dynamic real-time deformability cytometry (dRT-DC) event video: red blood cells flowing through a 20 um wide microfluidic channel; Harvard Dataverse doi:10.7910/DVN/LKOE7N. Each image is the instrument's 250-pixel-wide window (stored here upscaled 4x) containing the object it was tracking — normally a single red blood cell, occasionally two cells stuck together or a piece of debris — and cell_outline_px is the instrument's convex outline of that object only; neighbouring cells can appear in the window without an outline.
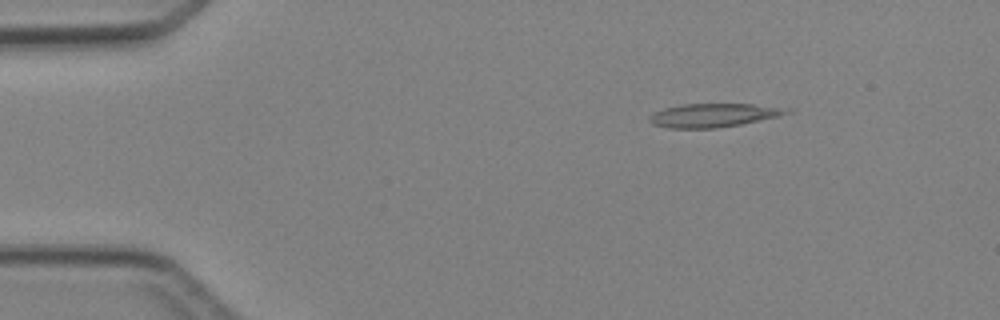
{"species": "Egyptian fruit bat (a non-hibernating species)", "species_latin": "Rousettus aegyptiacus", "temperature_condition": "cold", "stored_images_in_passage": 4, "camera_frame_rate_fps": 3000, "um_per_image_px": 0.085, "animal": {"sex": "female"}, "frame": {"image": 1, "passage_image": 2, "time_ms": 1.333, "image_size_px": [1000, 320], "cell_outline_px": [[792, 112], [776, 116], [740, 124], [716, 128], [668, 128], [652, 124], [648, 120], [648, 116], [664, 108], [680, 104], [752, 104], [792, 108]], "centroid_in_image_um": [60.62, 9.79], "position_along_channel_um": 24.4, "area_um2": 18.79}}
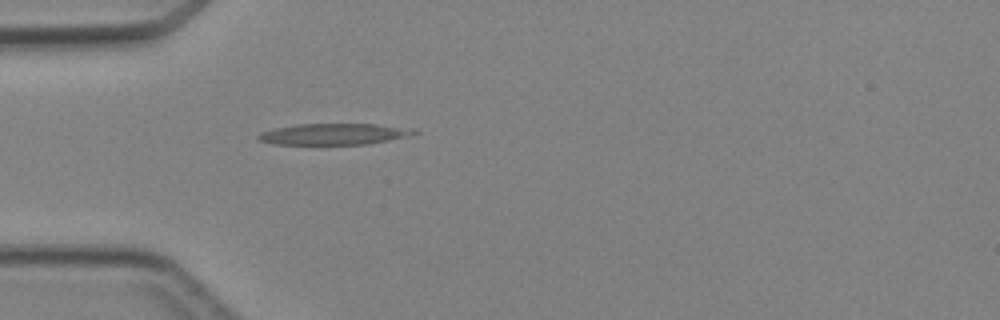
{"frame": {"image": 2, "passage_image": 4, "time_ms": 3.667, "image_size_px": [1000, 320], "cell_outline_px": [[420, 132], [388, 140], [368, 144], [272, 144], [260, 140], [256, 136], [264, 132], [276, 128], [296, 124], [372, 124], [412, 128]], "centroid_in_image_um": [28.38, 11.39], "position_along_channel_um": 56.6, "area_um2": 18.9}}